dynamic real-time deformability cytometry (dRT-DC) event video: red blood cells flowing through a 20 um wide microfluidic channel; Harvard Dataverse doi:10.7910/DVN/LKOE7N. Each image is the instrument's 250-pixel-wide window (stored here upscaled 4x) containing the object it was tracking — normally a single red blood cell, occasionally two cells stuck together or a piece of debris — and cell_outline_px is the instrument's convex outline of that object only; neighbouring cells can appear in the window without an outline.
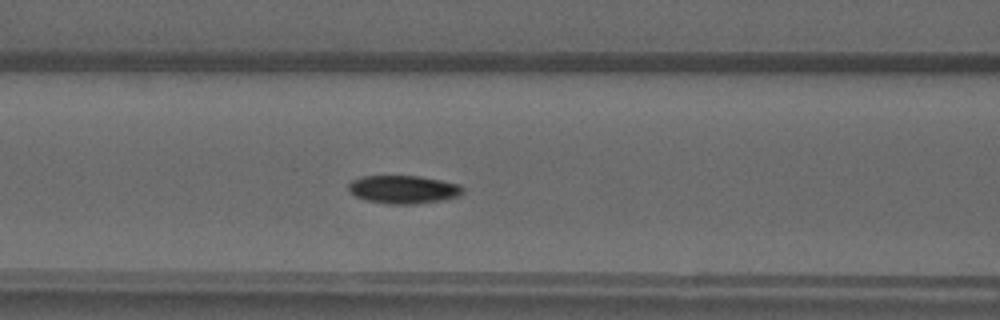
{"species": "common noctule bat (a hibernating species)", "species_latin": "Nyctalus noctula", "temperature_condition": "warm", "stored_images_in_passage": 49, "camera_frame_rate_fps": 3000, "um_per_image_px": 0.085, "animal": {"sex": "male", "forearm_length_mm": 52.5}, "frame": {"image": 1, "passage_image": 20, "time_ms": 6.333, "image_size_px": [1000, 320], "cell_outline_px": [[464, 192], [460, 196], [440, 200], [416, 204], [388, 204], [368, 200], [356, 196], [348, 192], [348, 184], [352, 180], [360, 176], [420, 176], [460, 184], [464, 188]], "centroid_in_image_um": [34.29, 16.1], "position_along_channel_um": 132.3, "area_um2": 18.84}}
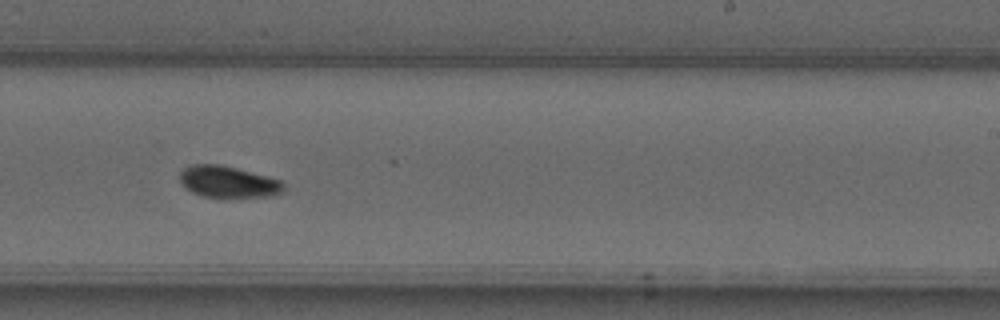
{"frame": {"image": 2, "passage_image": 30, "time_ms": 9.667, "image_size_px": [1000, 320], "cell_outline_px": [[284, 192], [268, 196], [220, 200], [200, 196], [184, 188], [180, 180], [180, 172], [184, 168], [192, 164], [220, 164], [236, 168], [280, 180], [284, 184]], "centroid_in_image_um": [19.36, 15.51], "position_along_channel_um": 269.6, "area_um2": 19.77}}
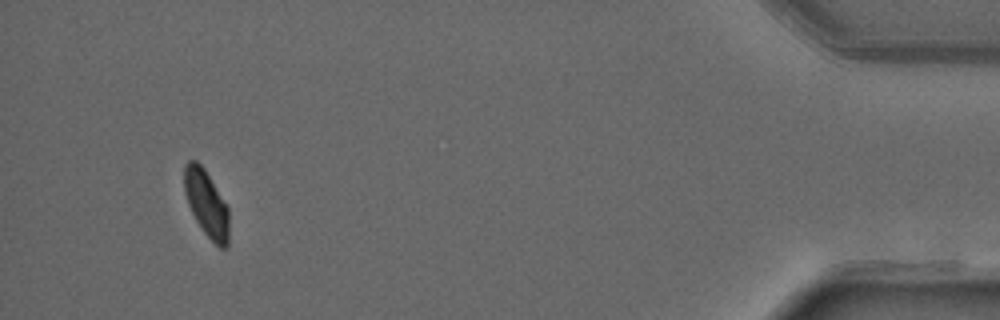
{"frame": {"image": 3, "passage_image": 46, "time_ms": 15.0, "image_size_px": [1000, 320], "cell_outline_px": [[228, 244], [224, 248], [220, 248], [204, 232], [196, 220], [188, 204], [184, 192], [184, 164], [188, 160], [196, 160], [204, 168], [228, 208]], "centroid_in_image_um": [17.52, 17.27], "position_along_channel_um": 417.7, "area_um2": 17.05}}